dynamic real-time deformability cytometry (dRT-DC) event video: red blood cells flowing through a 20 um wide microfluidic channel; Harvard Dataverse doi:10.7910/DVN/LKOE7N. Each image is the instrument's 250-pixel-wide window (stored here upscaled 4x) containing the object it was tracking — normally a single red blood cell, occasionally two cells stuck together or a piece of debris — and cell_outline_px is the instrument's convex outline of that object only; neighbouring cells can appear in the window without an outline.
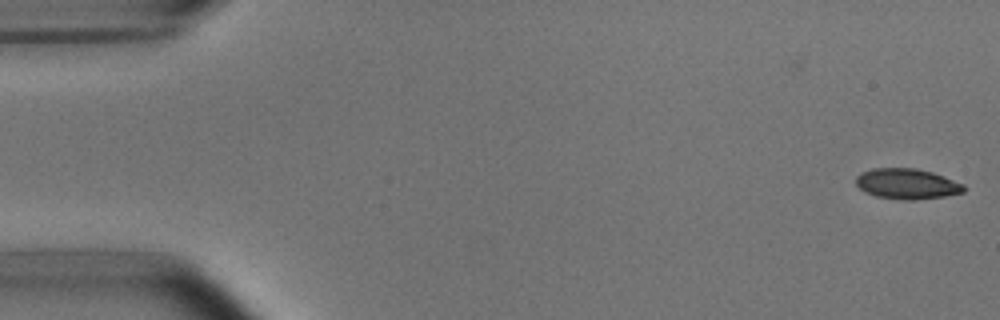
{"species": "common noctule bat (a hibernating species)", "species_latin": "Nyctalus noctula", "temperature_condition": "room temperature", "stored_images_in_passage": 53, "camera_frame_rate_fps": 3000, "um_per_image_px": 0.085, "animal": {"sex": "male", "body_mass_g": 15.6}, "frame": {"image": 1, "passage_image": 1, "time_ms": 0.0, "image_size_px": [1000, 320], "cell_outline_px": [[968, 188], [964, 192], [944, 196], [916, 200], [904, 200], [876, 196], [864, 192], [856, 184], [856, 176], [860, 172], [872, 168], [916, 168], [932, 172], [944, 176], [964, 184]], "centroid_in_image_um": [77.1, 15.62], "position_along_channel_um": 7.9, "area_um2": 19.36}}
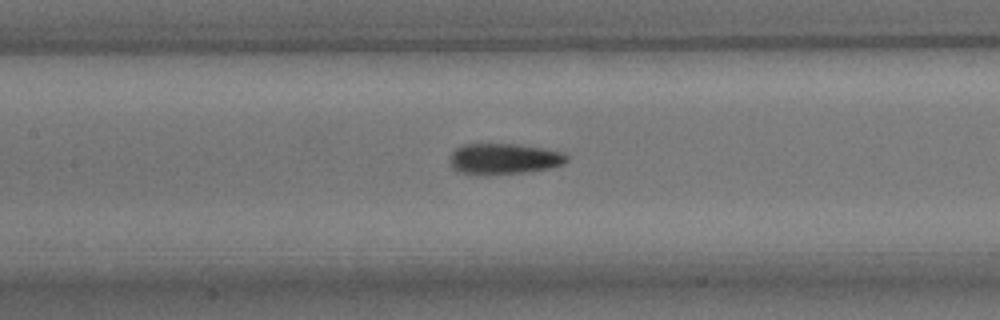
{"frame": {"image": 2, "passage_image": 24, "time_ms": 7.667, "image_size_px": [1000, 320], "cell_outline_px": [[568, 160], [564, 164], [548, 168], [524, 172], [456, 172], [452, 168], [452, 152], [456, 148], [464, 144], [516, 144], [544, 148], [560, 152], [568, 156]], "centroid_in_image_um": [42.88, 13.46], "position_along_channel_um": 164.5, "area_um2": 20.11}}
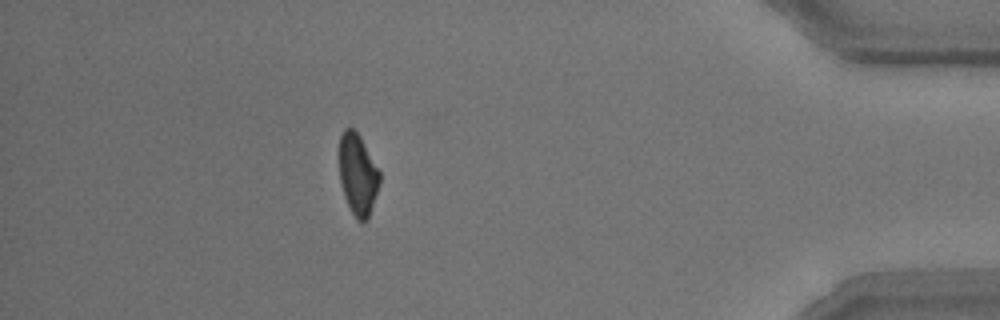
{"frame": {"image": 3, "passage_image": 47, "time_ms": 15.333, "image_size_px": [1000, 320], "cell_outline_px": [[380, 180], [368, 220], [360, 220], [352, 212], [344, 196], [340, 180], [340, 136], [344, 128], [352, 128], [360, 136], [380, 172]], "centroid_in_image_um": [30.41, 14.8], "position_along_channel_um": 404.8, "area_um2": 18.67}, "authors_computed_cell_mechanics": {"area_um2": 20.2878, "velocity_mm_per_s": 3.76, "shape_relaxation_time_tau1_ms": 3.7427, "shape_relaxation_time_tau2_ms": 2.85, "deformation_change_tau1": 0.1356, "deformation_change_tau2": 0.0819}}